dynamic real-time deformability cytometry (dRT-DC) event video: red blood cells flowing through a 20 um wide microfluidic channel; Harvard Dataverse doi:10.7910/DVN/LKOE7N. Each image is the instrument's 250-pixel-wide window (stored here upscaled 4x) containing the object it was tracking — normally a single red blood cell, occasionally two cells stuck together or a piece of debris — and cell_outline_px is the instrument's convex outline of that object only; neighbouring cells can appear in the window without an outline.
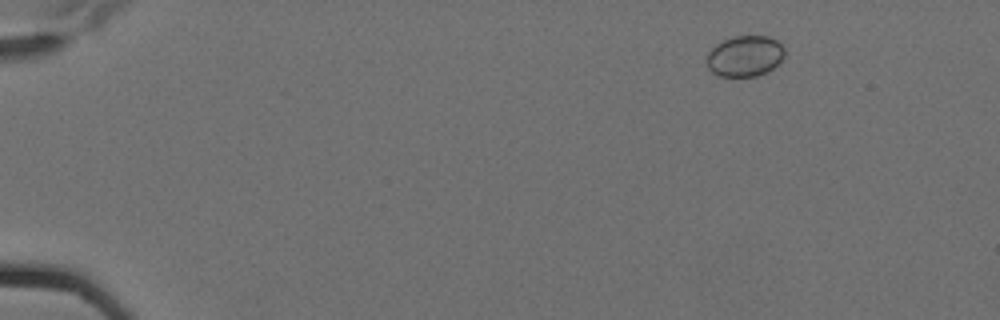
{"species": "Egyptian fruit bat (a non-hibernating species)", "species_latin": "Rousettus aegyptiacus", "temperature_condition": "cold", "stored_images_in_passage": 8, "camera_frame_rate_fps": 3000, "um_per_image_px": 0.085, "animal": {"sex": "female"}, "frame": {"image": 1, "passage_image": 3, "time_ms": 0.667, "image_size_px": [1000, 320], "cell_outline_px": [[784, 56], [772, 68], [756, 76], [720, 76], [712, 72], [708, 68], [708, 52], [716, 44], [732, 36], [768, 36], [776, 40], [784, 48]], "centroid_in_image_um": [63.3, 4.75], "position_along_channel_um": 21.7, "area_um2": 18.26}}
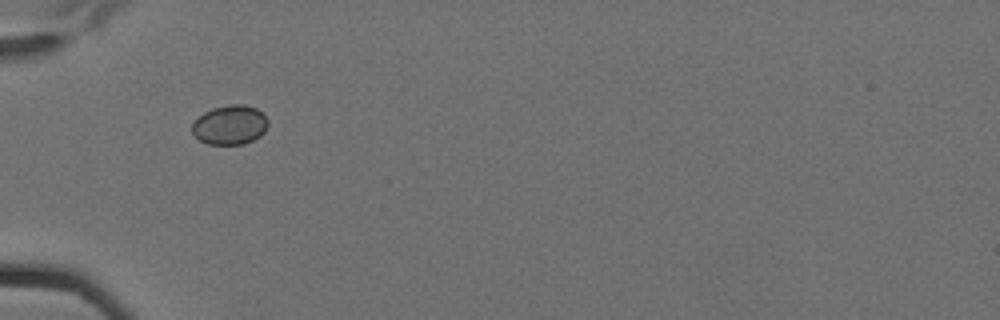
{"frame": {"image": 2, "passage_image": 7, "time_ms": 2.0, "image_size_px": [1000, 320], "cell_outline_px": [[268, 124], [264, 132], [260, 136], [244, 144], [208, 144], [200, 140], [192, 132], [192, 124], [204, 112], [212, 108], [228, 104], [244, 104], [256, 108], [264, 112], [268, 120]], "centroid_in_image_um": [19.58, 10.6], "position_along_channel_um": 65.4, "area_um2": 17.51}}
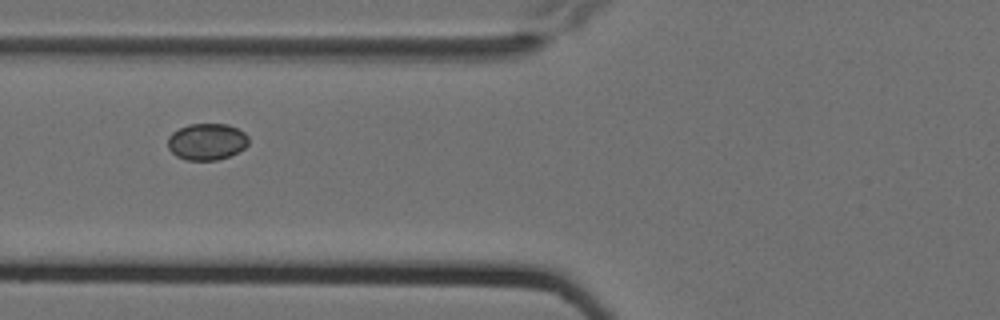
{"frame": {"image": 3, "passage_image": 8, "time_ms": 2.333, "image_size_px": [1000, 320], "cell_outline_px": [[248, 144], [244, 148], [228, 156], [216, 160], [184, 160], [176, 156], [168, 148], [168, 136], [172, 132], [188, 124], [228, 124], [244, 132], [248, 136]], "centroid_in_image_um": [17.56, 12.04], "position_along_channel_um": 108.2, "area_um2": 17.22}}